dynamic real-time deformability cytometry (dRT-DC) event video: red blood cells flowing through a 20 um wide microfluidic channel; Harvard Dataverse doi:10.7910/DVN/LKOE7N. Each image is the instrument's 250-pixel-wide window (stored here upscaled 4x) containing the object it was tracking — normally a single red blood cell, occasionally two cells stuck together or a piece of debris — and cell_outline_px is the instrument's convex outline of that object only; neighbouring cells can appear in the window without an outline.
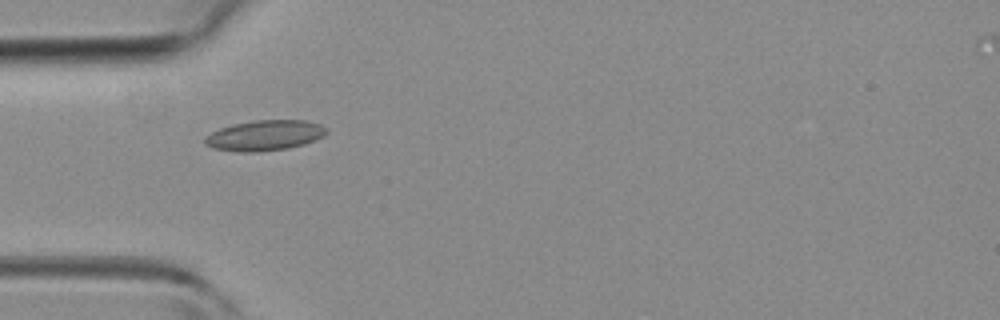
{"species": "common noctule bat (a hibernating species)", "species_latin": "Nyctalus noctula", "temperature_condition": "room temperature", "stored_images_in_passage": 2, "camera_frame_rate_fps": 3000, "um_per_image_px": 0.085, "animal": {"sex": "female", "body_mass_g": 19.3, "forearm_length_mm": 54.1}, "frame": {"image": 1, "passage_image": 1, "time_ms": 0.0, "image_size_px": [1000, 320], "cell_outline_px": [[328, 132], [324, 136], [316, 140], [304, 144], [288, 148], [260, 152], [236, 152], [212, 148], [204, 144], [204, 136], [220, 128], [232, 124], [252, 120], [304, 120], [320, 124], [328, 128]], "centroid_in_image_um": [22.49, 11.51], "position_along_channel_um": 62.5, "area_um2": 21.91}}
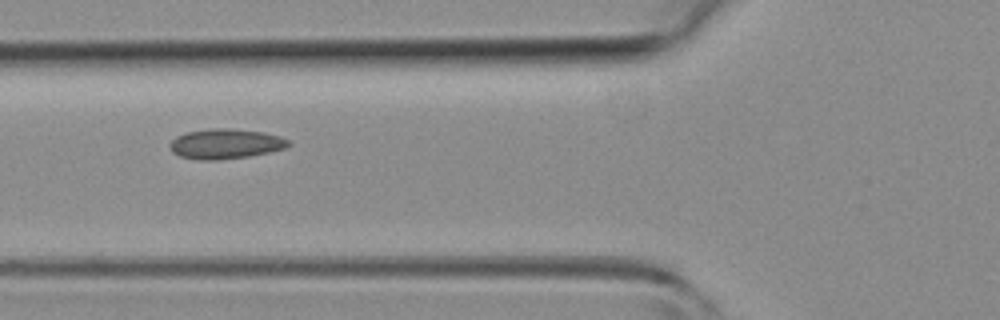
{"frame": {"image": 2, "passage_image": 2, "time_ms": 1.0, "image_size_px": [1000, 320], "cell_outline_px": [[292, 144], [284, 148], [268, 152], [248, 156], [216, 160], [200, 160], [180, 156], [172, 152], [168, 144], [176, 136], [184, 132], [208, 128], [228, 128], [264, 132], [280, 136], [292, 140]], "centroid_in_image_um": [19.16, 12.21], "position_along_channel_um": 106.6, "area_um2": 20.92}}